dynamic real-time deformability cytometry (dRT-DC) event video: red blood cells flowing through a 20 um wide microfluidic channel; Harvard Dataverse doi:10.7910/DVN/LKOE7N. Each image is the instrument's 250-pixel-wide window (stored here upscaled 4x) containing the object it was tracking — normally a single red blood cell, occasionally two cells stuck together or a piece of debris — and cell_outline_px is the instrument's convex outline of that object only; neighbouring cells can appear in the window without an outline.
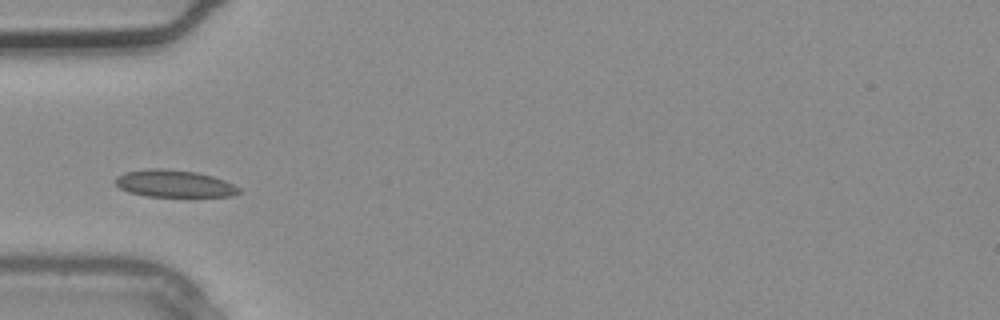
{"species": "common noctule bat (a hibernating species)", "species_latin": "Nyctalus noctula", "temperature_condition": "warm", "stored_images_in_passage": 1, "camera_frame_rate_fps": 3000, "um_per_image_px": 0.085, "animal": {"sex": "male", "body_mass_g": 20.4}, "frame": {"image": 1, "passage_image": 1, "time_ms": 0.0, "image_size_px": [1000, 320], "cell_outline_px": [[244, 192], [232, 196], [148, 196], [128, 192], [120, 188], [116, 184], [116, 176], [124, 172], [148, 168], [164, 168], [196, 172], [212, 176], [224, 180], [240, 188]], "centroid_in_image_um": [14.81, 15.6], "position_along_channel_um": 70.2, "area_um2": 19.59}}